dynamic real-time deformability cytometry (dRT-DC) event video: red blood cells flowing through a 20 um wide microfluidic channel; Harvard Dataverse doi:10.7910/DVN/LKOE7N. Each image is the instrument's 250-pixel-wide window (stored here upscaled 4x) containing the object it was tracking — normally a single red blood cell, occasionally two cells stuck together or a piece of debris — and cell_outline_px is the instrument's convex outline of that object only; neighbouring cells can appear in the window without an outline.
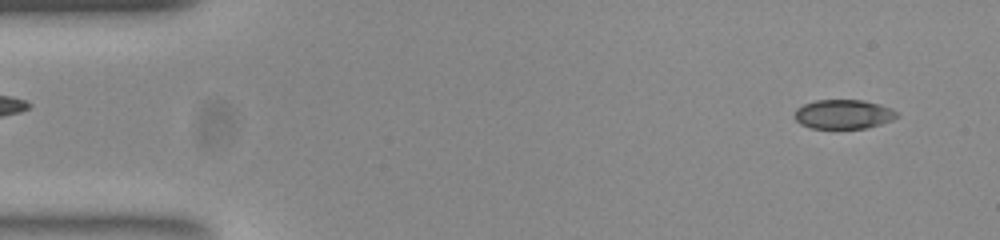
{"species": "common noctule bat (a hibernating species)", "species_latin": "Nyctalus noctula", "temperature_condition": "room temperature", "stored_images_in_passage": 52, "camera_frame_rate_fps": 3000, "um_per_image_px": 0.085, "animal": {"sex": "female", "body_mass_g": 23.0, "forearm_length_mm": 53.4}, "frame": {"image": 1, "passage_image": 3, "time_ms": 0.667, "image_size_px": [1000, 240], "cell_outline_px": [[900, 116], [892, 120], [880, 124], [864, 128], [812, 128], [800, 124], [796, 120], [796, 108], [804, 104], [816, 100], [860, 100], [880, 104], [892, 108]], "centroid_in_image_um": [71.71, 9.7], "position_along_channel_um": 13.3, "area_um2": 17.34}}
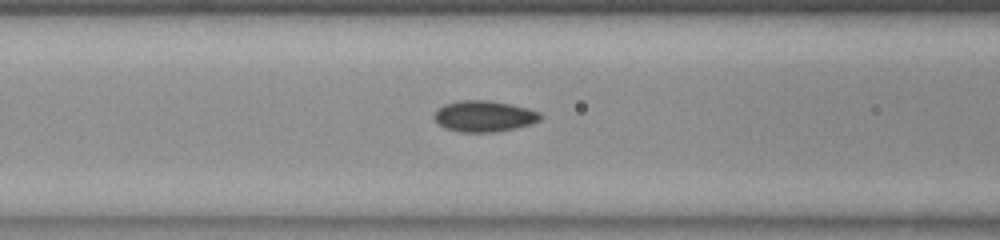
{"frame": {"image": 2, "passage_image": 20, "time_ms": 6.333, "image_size_px": [1000, 240], "cell_outline_px": [[544, 116], [540, 120], [532, 124], [516, 128], [492, 132], [460, 132], [444, 128], [432, 116], [444, 104], [460, 100], [488, 100], [528, 108], [540, 112]], "centroid_in_image_um": [41.18, 9.88], "position_along_channel_um": 125.4, "area_um2": 19.25}}
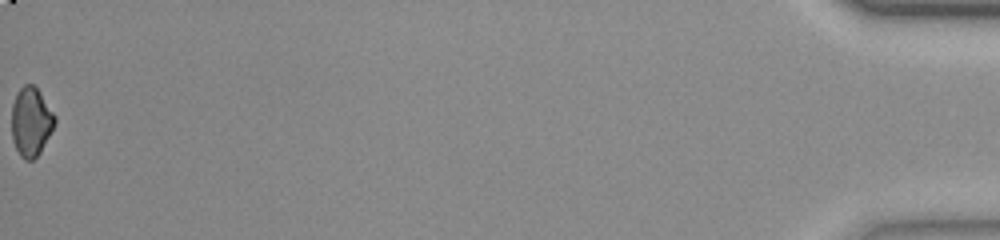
{"frame": {"image": 3, "passage_image": 52, "time_ms": 17.0, "image_size_px": [1000, 240], "cell_outline_px": [[56, 120], [40, 152], [32, 160], [24, 160], [20, 156], [12, 140], [12, 104], [20, 88], [24, 84], [32, 84], [40, 92], [56, 116]], "centroid_in_image_um": [2.62, 10.34], "position_along_channel_um": 432.6, "area_um2": 17.11}, "authors_computed_cell_mechanics": {"area_um2": 18.1781, "velocity_mm_per_s": 3.889, "shape_relaxation_time_tau1_ms": null, "shape_relaxation_time_tau2_ms": 1.6596, "deformation_change_tau1": null, "deformation_change_tau2": 0.0526}}